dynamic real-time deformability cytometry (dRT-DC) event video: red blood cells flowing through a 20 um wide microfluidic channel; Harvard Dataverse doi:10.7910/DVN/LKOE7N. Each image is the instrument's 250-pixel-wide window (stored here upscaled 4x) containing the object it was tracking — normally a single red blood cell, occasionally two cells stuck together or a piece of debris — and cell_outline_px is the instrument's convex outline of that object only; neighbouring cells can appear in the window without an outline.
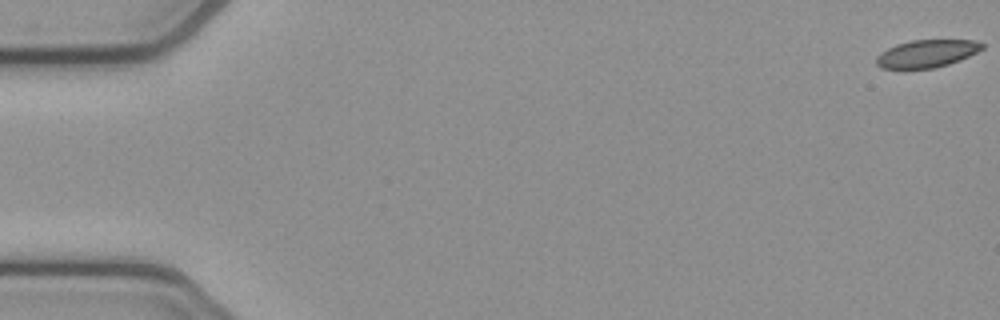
{"species": "common noctule bat (a hibernating species)", "species_latin": "Nyctalus noctula", "temperature_condition": "cold", "stored_images_in_passage": 52, "camera_frame_rate_fps": 3000, "um_per_image_px": 0.085, "animal": {"sex": "female", "body_mass_g": 21.9}, "frame": {"image": 1, "passage_image": 1, "time_ms": 0.0, "image_size_px": [1000, 320], "cell_outline_px": [[984, 48], [960, 60], [948, 64], [932, 68], [880, 68], [876, 64], [876, 56], [880, 52], [896, 44], [912, 40], [972, 40], [984, 44]], "centroid_in_image_um": [78.75, 4.55], "position_along_channel_um": 6.3, "area_um2": 16.88}}
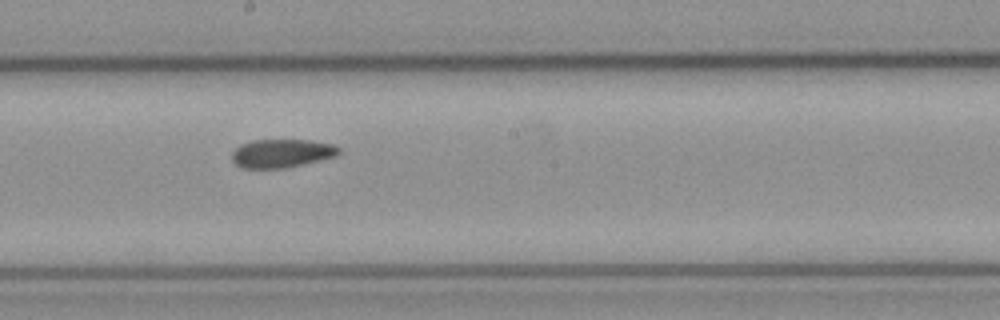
{"frame": {"image": 2, "passage_image": 30, "time_ms": 9.667, "image_size_px": [1000, 320], "cell_outline_px": [[340, 152], [336, 156], [320, 160], [284, 168], [244, 168], [236, 164], [232, 160], [232, 152], [240, 144], [252, 140], [308, 140], [332, 144], [340, 148]], "centroid_in_image_um": [23.93, 13.03], "position_along_channel_um": 224.3, "area_um2": 17.63}}
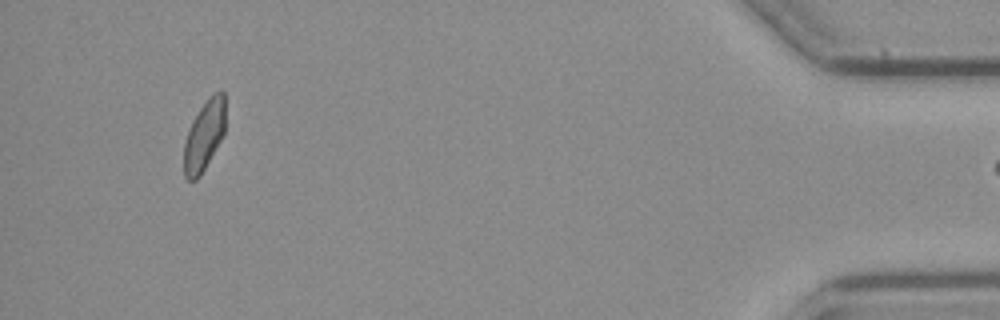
{"frame": {"image": 3, "passage_image": 51, "time_ms": 16.667, "image_size_px": [1000, 320], "cell_outline_px": [[224, 132], [220, 140], [200, 176], [196, 180], [188, 180], [184, 176], [184, 144], [188, 128], [192, 120], [208, 96], [212, 92], [220, 88], [224, 92]], "centroid_in_image_um": [17.34, 11.47], "position_along_channel_um": 417.9, "area_um2": 16.94}}